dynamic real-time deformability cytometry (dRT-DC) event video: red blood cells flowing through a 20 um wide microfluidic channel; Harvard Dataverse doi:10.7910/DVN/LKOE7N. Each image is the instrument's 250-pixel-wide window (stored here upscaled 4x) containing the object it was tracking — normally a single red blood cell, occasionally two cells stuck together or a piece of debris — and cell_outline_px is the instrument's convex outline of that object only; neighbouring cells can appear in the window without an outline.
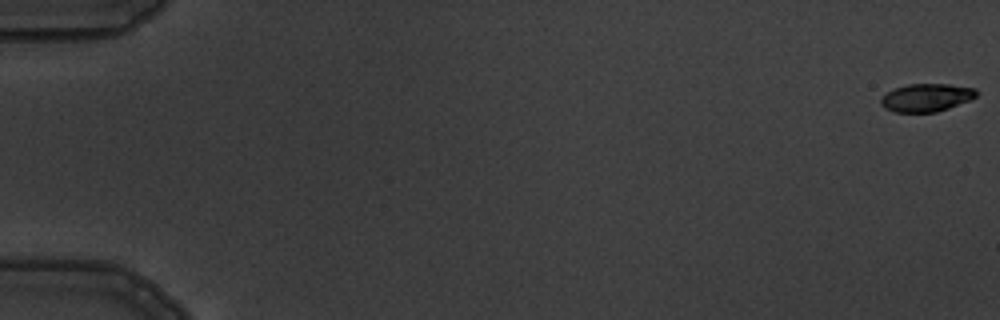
{"species": "common noctule bat (a hibernating species)", "species_latin": "Nyctalus noctula", "temperature_condition": "warm", "stored_images_in_passage": 5, "camera_frame_rate_fps": 3000, "um_per_image_px": 0.085, "animal": {"sex": "male", "body_mass_g": 19.5, "forearm_length_mm": 54.6}, "frame": {"image": 1, "passage_image": 1, "time_ms": 0.0, "image_size_px": [1000, 320], "cell_outline_px": [[980, 92], [976, 96], [968, 100], [948, 108], [936, 112], [896, 112], [884, 108], [880, 104], [880, 100], [888, 92], [896, 88], [908, 84], [948, 84], [976, 88]], "centroid_in_image_um": [78.76, 8.29], "position_along_channel_um": 6.2, "area_um2": 15.43}}
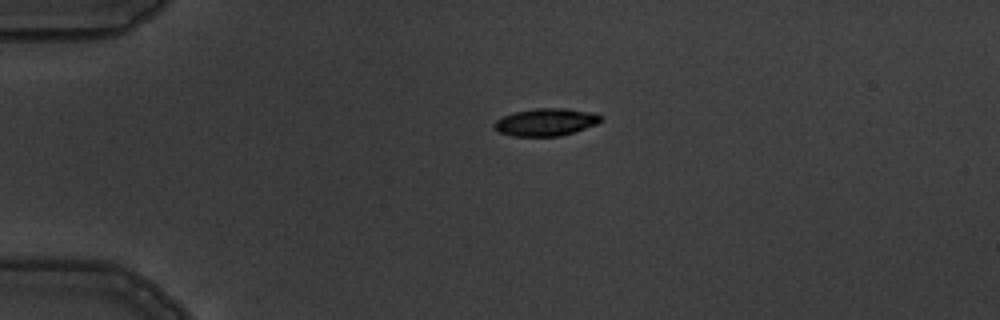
{"frame": {"image": 2, "passage_image": 4, "time_ms": 4.333, "image_size_px": [1000, 320], "cell_outline_px": [[604, 120], [596, 124], [560, 136], [512, 136], [500, 132], [492, 128], [492, 124], [496, 120], [504, 116], [516, 112], [536, 108], [564, 108], [592, 112], [604, 116]], "centroid_in_image_um": [46.4, 10.37], "position_along_channel_um": 38.6, "area_um2": 17.05}}